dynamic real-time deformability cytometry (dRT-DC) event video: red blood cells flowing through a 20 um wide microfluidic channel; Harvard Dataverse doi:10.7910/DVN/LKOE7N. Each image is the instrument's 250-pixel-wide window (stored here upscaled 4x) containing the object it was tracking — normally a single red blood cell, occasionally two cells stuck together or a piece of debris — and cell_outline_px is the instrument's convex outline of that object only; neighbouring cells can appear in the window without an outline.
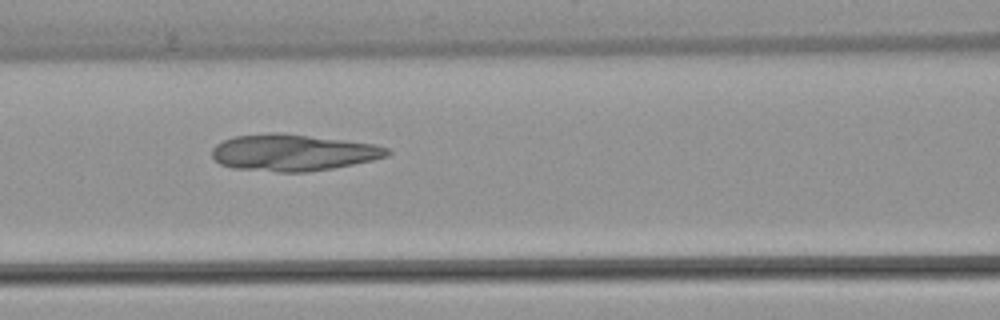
{"species": "common noctule bat (a hibernating species)", "species_latin": "Nyctalus noctula", "temperature_condition": "warm", "stored_images_in_passage": 50, "camera_frame_rate_fps": 3000, "um_per_image_px": 0.085, "animal": {"sex": "female", "body_mass_g": 22.7, "forearm_length_mm": 54.2}, "frame": {"image": 1, "passage_image": 22, "time_ms": 7.0, "image_size_px": [1000, 320], "cell_outline_px": [[392, 152], [388, 156], [372, 160], [332, 168], [304, 172], [280, 172], [232, 168], [220, 164], [212, 156], [212, 148], [216, 144], [224, 140], [236, 136], [268, 132], [280, 132], [376, 144], [388, 148]], "centroid_in_image_um": [24.9, 12.96], "position_along_channel_um": 141.7, "area_um2": 37.4}}
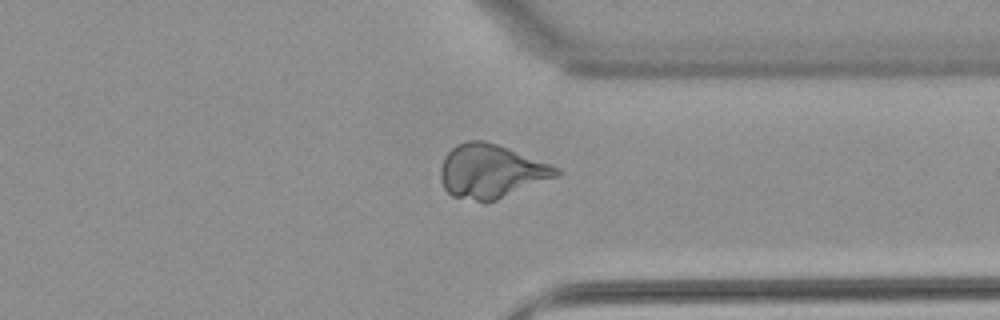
{"frame": {"image": 2, "passage_image": 39, "time_ms": 12.667, "image_size_px": [1000, 320], "cell_outline_px": [[564, 172], [556, 176], [496, 200], [484, 204], [452, 196], [444, 188], [440, 180], [440, 168], [444, 156], [456, 144], [468, 140], [484, 140], [508, 148], [560, 168]], "centroid_in_image_um": [41.69, 14.57], "position_along_channel_um": 369.7, "area_um2": 36.3}}
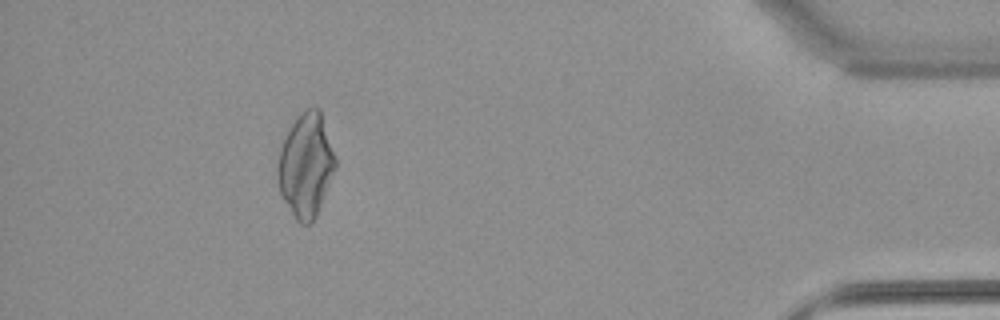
{"frame": {"image": 3, "passage_image": 46, "time_ms": 15.0, "image_size_px": [1000, 320], "cell_outline_px": [[336, 168], [316, 216], [308, 224], [300, 224], [296, 220], [284, 200], [280, 192], [276, 180], [276, 164], [280, 148], [292, 124], [308, 108], [320, 108], [336, 160]], "centroid_in_image_um": [25.98, 14.08], "position_along_channel_um": 409.2, "area_um2": 34.51}}